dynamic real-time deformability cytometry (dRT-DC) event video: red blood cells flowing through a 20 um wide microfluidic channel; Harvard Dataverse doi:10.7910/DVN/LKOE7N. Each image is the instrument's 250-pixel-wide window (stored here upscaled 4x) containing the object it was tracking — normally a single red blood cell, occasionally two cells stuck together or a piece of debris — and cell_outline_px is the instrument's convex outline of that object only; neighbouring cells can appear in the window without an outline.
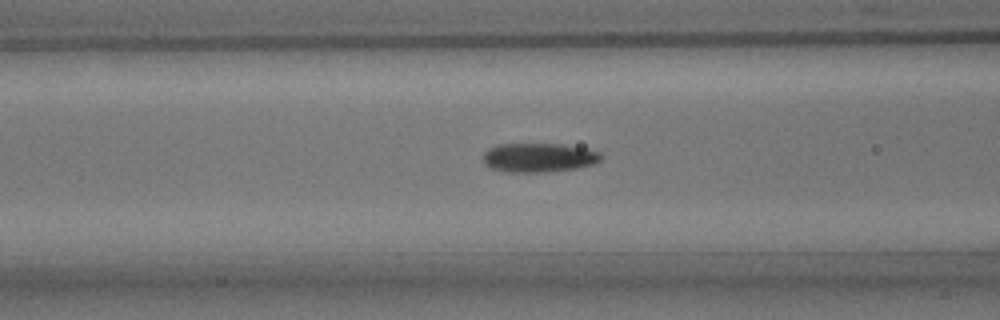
{"species": "common noctule bat (a hibernating species)", "species_latin": "Nyctalus noctula", "temperature_condition": "room temperature", "stored_images_in_passage": 48, "camera_frame_rate_fps": 3000, "um_per_image_px": 0.085, "animal": {"sex": "male", "body_mass_g": 15.6}, "frame": {"image": 1, "passage_image": 20, "time_ms": 6.333, "image_size_px": [1000, 320], "cell_outline_px": [[604, 156], [600, 160], [592, 164], [576, 168], [544, 172], [508, 172], [492, 168], [484, 164], [484, 152], [488, 148], [500, 144], [564, 144], [584, 148], [600, 152]], "centroid_in_image_um": [45.8, 13.39], "position_along_channel_um": 120.8, "area_um2": 19.94}}
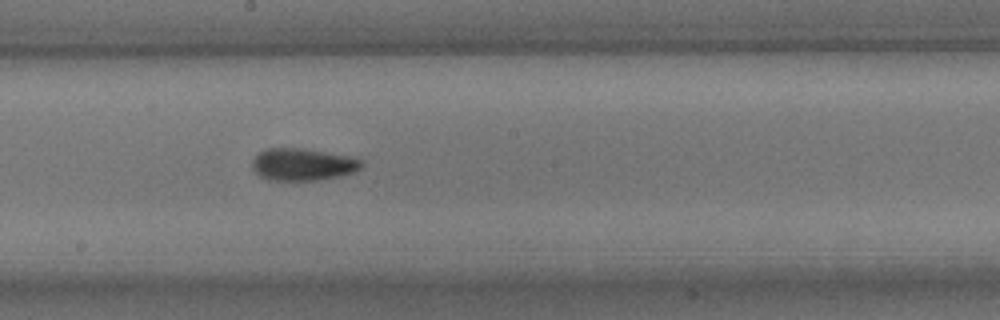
{"frame": {"image": 2, "passage_image": 28, "time_ms": 9.0, "image_size_px": [1000, 320], "cell_outline_px": [[364, 164], [360, 168], [352, 172], [340, 176], [320, 180], [268, 180], [260, 176], [252, 168], [252, 160], [260, 152], [268, 148], [296, 148], [344, 156], [364, 160]], "centroid_in_image_um": [25.7, 14.0], "position_along_channel_um": 222.5, "area_um2": 20.11}}
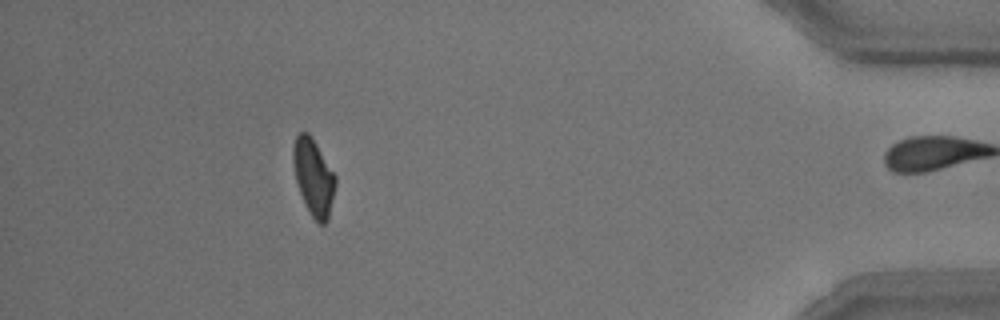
{"frame": {"image": 3, "passage_image": 47, "time_ms": 15.333, "image_size_px": [1000, 320], "cell_outline_px": [[336, 184], [328, 220], [324, 224], [320, 224], [312, 216], [304, 204], [296, 180], [292, 160], [292, 148], [296, 136], [300, 132], [308, 132], [312, 136], [336, 176]], "centroid_in_image_um": [26.64, 15.03], "position_along_channel_um": 408.6, "area_um2": 18.9}, "authors_computed_cell_mechanics": {"area_um2": 19.4497, "velocity_mm_per_s": 3.8004, "shape_relaxation_time_tau1_ms": 3.6672, "shape_relaxation_time_tau2_ms": 3.1778, "deformation_change_tau1": 0.1418, "deformation_change_tau2": 0.0842}}